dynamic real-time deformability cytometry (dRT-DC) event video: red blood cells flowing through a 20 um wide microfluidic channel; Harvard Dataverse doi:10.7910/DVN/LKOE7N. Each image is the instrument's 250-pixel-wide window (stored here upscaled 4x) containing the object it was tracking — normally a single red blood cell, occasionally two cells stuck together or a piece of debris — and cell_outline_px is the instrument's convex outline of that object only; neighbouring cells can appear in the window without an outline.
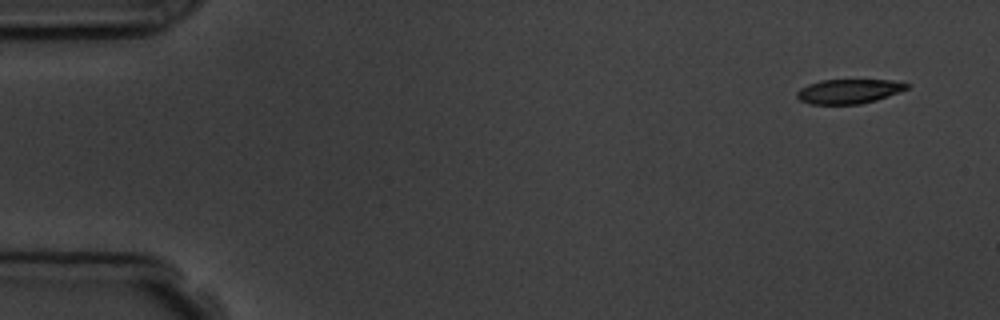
{"species": "common noctule bat (a hibernating species)", "species_latin": "Nyctalus noctula", "temperature_condition": "room temperature", "stored_images_in_passage": 7, "camera_frame_rate_fps": 3000, "um_per_image_px": 0.085, "animal": {"sex": "male", "body_mass_g": 19.5, "forearm_length_mm": 54.6}, "frame": {"image": 1, "passage_image": 1, "time_ms": 0.0, "image_size_px": [1000, 320], "cell_outline_px": [[912, 84], [908, 88], [876, 100], [860, 104], [812, 104], [800, 100], [796, 96], [796, 92], [800, 88], [808, 84], [820, 80], [892, 80]], "centroid_in_image_um": [72.13, 7.75], "position_along_channel_um": 12.9, "area_um2": 15.61}}
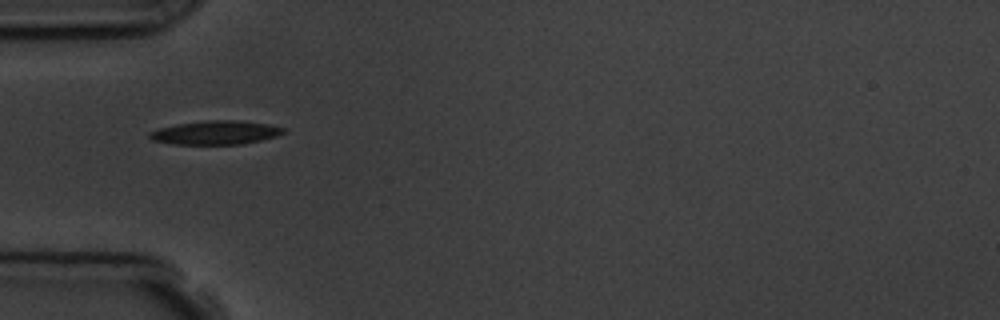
{"frame": {"image": 2, "passage_image": 5, "time_ms": 4.667, "image_size_px": [1000, 320], "cell_outline_px": [[284, 132], [276, 136], [244, 144], [172, 144], [152, 140], [148, 136], [148, 132], [160, 128], [176, 124], [208, 120], [236, 120], [268, 124], [284, 128]], "centroid_in_image_um": [18.29, 11.27], "position_along_channel_um": 66.7, "area_um2": 18.44}}